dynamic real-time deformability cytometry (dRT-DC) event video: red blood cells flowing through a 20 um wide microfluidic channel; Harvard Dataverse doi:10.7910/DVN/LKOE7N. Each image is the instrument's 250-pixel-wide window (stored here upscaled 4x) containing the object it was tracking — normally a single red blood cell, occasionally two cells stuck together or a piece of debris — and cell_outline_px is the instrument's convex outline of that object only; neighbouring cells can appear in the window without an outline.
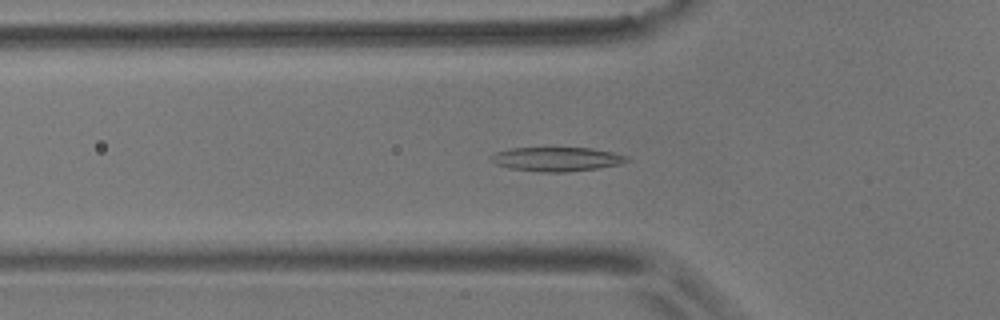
{"species": "common noctule bat (a hibernating species)", "species_latin": "Nyctalus noctula", "temperature_condition": "room temperature", "stored_images_in_passage": 56, "camera_frame_rate_fps": 3000, "um_per_image_px": 0.085, "animal": {"sex": "male", "body_mass_g": 17.9}, "frame": {"image": 1, "passage_image": 18, "time_ms": 5.667, "image_size_px": [1000, 320], "cell_outline_px": [[632, 160], [620, 164], [596, 168], [564, 172], [544, 172], [508, 168], [496, 164], [488, 160], [496, 152], [512, 148], [592, 148], [612, 152], [628, 156]], "centroid_in_image_um": [47.33, 13.52], "position_along_channel_um": 78.5, "area_um2": 19.02}}
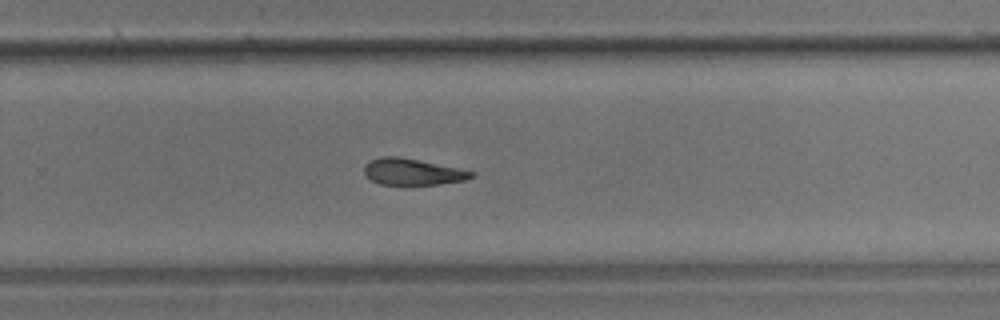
{"frame": {"image": 2, "passage_image": 36, "time_ms": 11.667, "image_size_px": [1000, 320], "cell_outline_px": [[476, 176], [464, 180], [436, 184], [380, 184], [364, 176], [364, 164], [368, 160], [380, 156], [396, 156], [476, 172]], "centroid_in_image_um": [35.0, 14.6], "position_along_channel_um": 294.8, "area_um2": 16.3}}
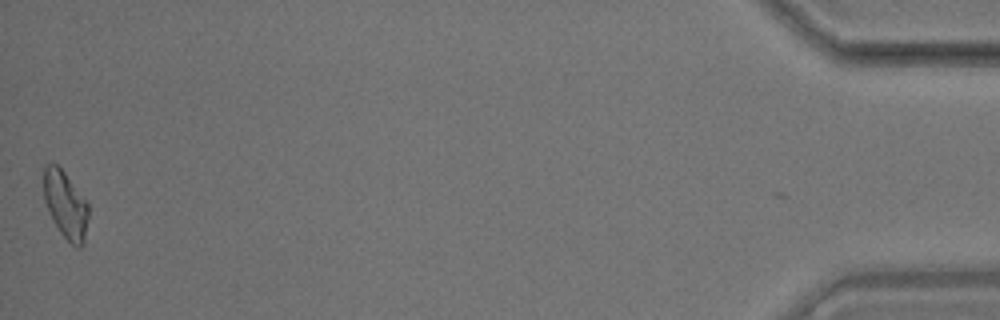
{"frame": {"image": 3, "passage_image": 55, "time_ms": 18.0, "image_size_px": [1000, 320], "cell_outline_px": [[88, 216], [84, 244], [80, 248], [76, 248], [60, 232], [48, 212], [44, 200], [44, 164], [56, 164], [64, 172], [88, 204]], "centroid_in_image_um": [5.56, 17.44], "position_along_channel_um": 429.6, "area_um2": 17.34}, "authors_computed_cell_mechanics": {"area_um2": 17.8024, "velocity_mm_per_s": 3.591, "shape_relaxation_time_tau1_ms": null, "shape_relaxation_time_tau2_ms": 6.6323, "deformation_change_tau1": null, "deformation_change_tau2": 0.1358}}